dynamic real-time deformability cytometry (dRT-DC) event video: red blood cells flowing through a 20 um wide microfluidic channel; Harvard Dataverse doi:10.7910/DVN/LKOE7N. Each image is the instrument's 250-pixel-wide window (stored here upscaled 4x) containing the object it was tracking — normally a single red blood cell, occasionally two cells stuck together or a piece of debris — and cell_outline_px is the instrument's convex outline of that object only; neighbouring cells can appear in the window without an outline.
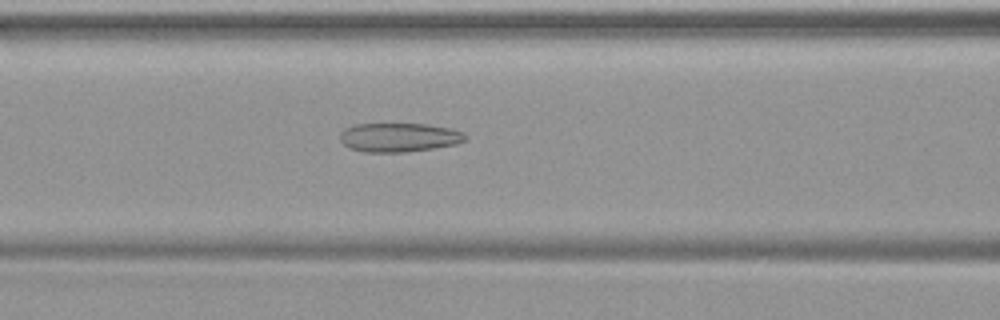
{"species": "common noctule bat (a hibernating species)", "species_latin": "Nyctalus noctula", "temperature_condition": "warm", "stored_images_in_passage": 49, "camera_frame_rate_fps": 3000, "um_per_image_px": 0.085, "animal": {"sex": "female", "body_mass_g": 19.9}, "frame": {"image": 1, "passage_image": 21, "time_ms": 6.667, "image_size_px": [1000, 320], "cell_outline_px": [[468, 136], [464, 140], [456, 144], [432, 148], [404, 152], [364, 152], [348, 148], [340, 140], [340, 132], [344, 128], [352, 124], [428, 124], [452, 128], [464, 132]], "centroid_in_image_um": [33.9, 11.67], "position_along_channel_um": 132.7, "area_um2": 21.33}}
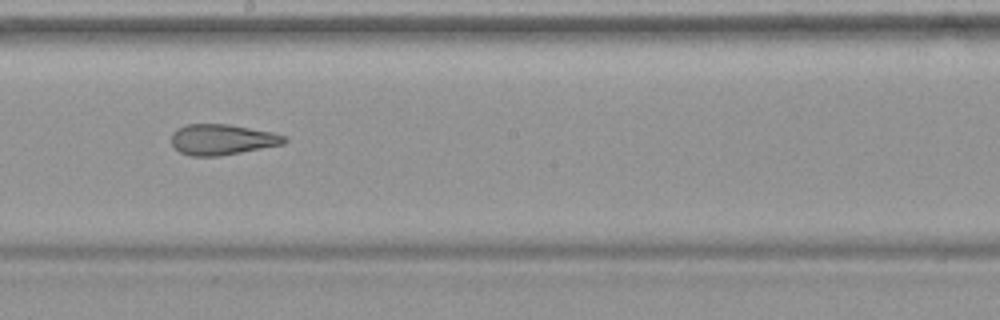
{"frame": {"image": 2, "passage_image": 28, "time_ms": 9.0, "image_size_px": [1000, 320], "cell_outline_px": [[288, 140], [284, 144], [220, 156], [188, 156], [180, 152], [172, 144], [172, 132], [176, 128], [184, 124], [228, 124], [272, 132], [284, 136]], "centroid_in_image_um": [18.85, 11.86], "position_along_channel_um": 229.3, "area_um2": 20.23}}
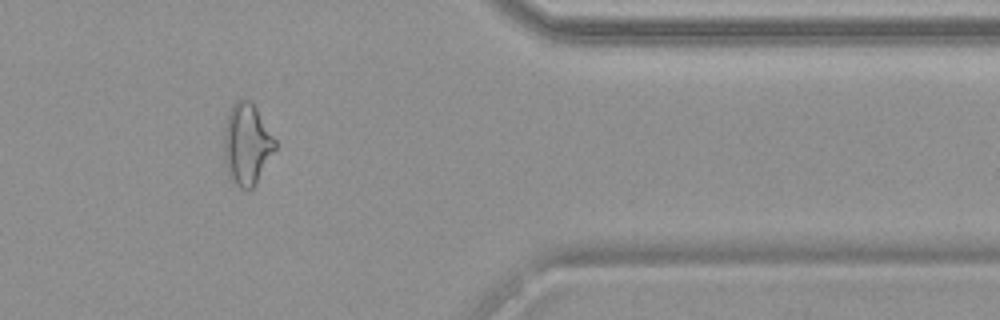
{"frame": {"image": 3, "passage_image": 41, "time_ms": 13.333, "image_size_px": [1000, 320], "cell_outline_px": [[276, 148], [256, 184], [248, 192], [240, 188], [228, 176], [224, 160], [224, 128], [228, 112], [232, 104], [236, 100], [252, 100], [276, 140]], "centroid_in_image_um": [20.97, 12.26], "position_along_channel_um": 390.4, "area_um2": 24.57}}